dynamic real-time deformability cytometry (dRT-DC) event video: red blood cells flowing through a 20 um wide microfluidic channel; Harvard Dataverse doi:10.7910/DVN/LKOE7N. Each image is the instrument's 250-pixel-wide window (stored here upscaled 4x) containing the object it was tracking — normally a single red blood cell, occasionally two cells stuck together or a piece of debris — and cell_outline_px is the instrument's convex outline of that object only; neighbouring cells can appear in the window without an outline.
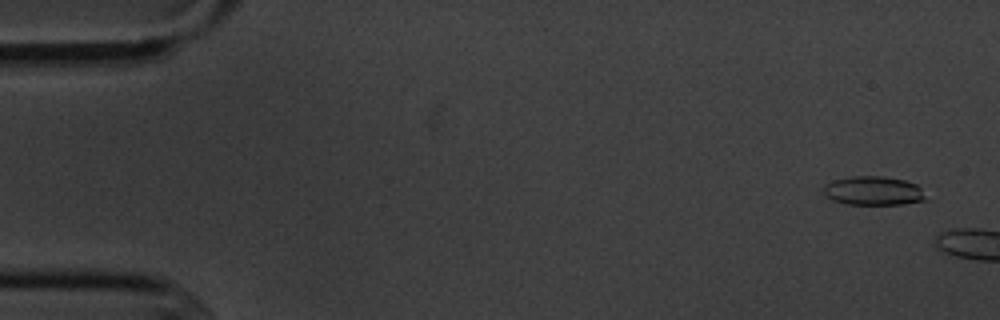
{"species": "common noctule bat (a hibernating species)", "species_latin": "Nyctalus noctula", "temperature_condition": "cold", "stored_images_in_passage": 2, "camera_frame_rate_fps": 3000, "um_per_image_px": 0.085, "animal": {"sex": "male", "body_mass_g": 20.1, "forearm_length_mm": 53.5}, "frame": {"image": 1, "passage_image": 1, "time_ms": 0.0, "image_size_px": [1000, 320], "cell_outline_px": [[924, 200], [900, 204], [848, 204], [832, 200], [824, 196], [824, 184], [832, 180], [852, 176], [884, 176], [904, 180], [916, 184], [920, 188], [924, 196]], "centroid_in_image_um": [74.17, 16.2], "position_along_channel_um": 10.8, "area_um2": 17.11}}